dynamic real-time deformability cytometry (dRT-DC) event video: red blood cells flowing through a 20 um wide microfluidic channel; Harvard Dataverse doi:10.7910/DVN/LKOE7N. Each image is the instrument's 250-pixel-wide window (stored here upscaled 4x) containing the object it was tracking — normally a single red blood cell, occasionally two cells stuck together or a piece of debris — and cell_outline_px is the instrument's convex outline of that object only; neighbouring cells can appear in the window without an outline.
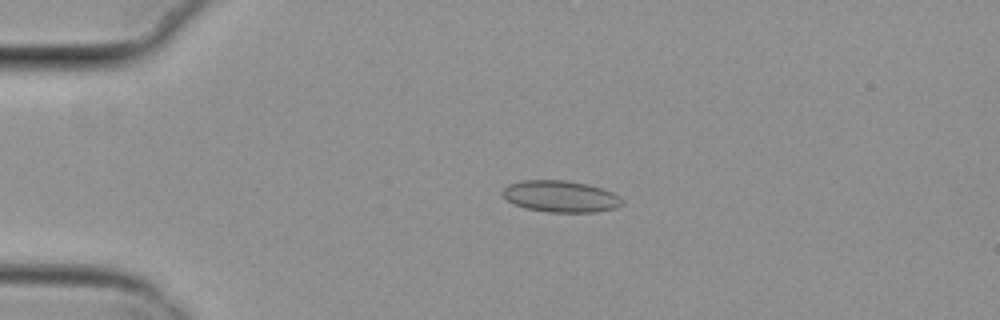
{"species": "common noctule bat (a hibernating species)", "species_latin": "Nyctalus noctula", "temperature_condition": "cold", "stored_images_in_passage": 52, "camera_frame_rate_fps": 3000, "um_per_image_px": 0.085, "animal": {"sex": "female", "body_mass_g": 29.2, "forearm_length_mm": 56.3}, "frame": {"image": 1, "passage_image": 12, "time_ms": 3.667, "image_size_px": [1000, 320], "cell_outline_px": [[624, 204], [616, 208], [596, 212], [548, 212], [524, 208], [512, 204], [500, 192], [508, 184], [520, 180], [564, 180], [588, 184], [604, 188], [620, 196], [624, 200]], "centroid_in_image_um": [47.66, 16.69], "position_along_channel_um": 37.3, "area_um2": 22.37}}
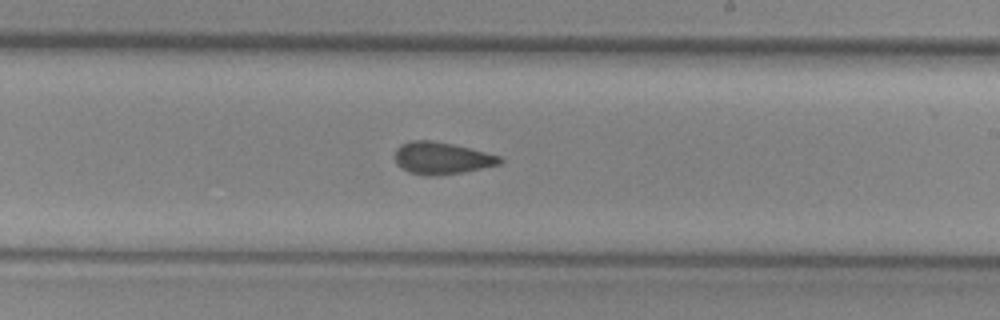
{"frame": {"image": 2, "passage_image": 32, "time_ms": 10.333, "image_size_px": [1000, 320], "cell_outline_px": [[504, 160], [500, 164], [464, 172], [440, 176], [428, 176], [408, 172], [396, 164], [392, 156], [396, 148], [400, 144], [412, 140], [432, 140], [452, 144], [500, 156]], "centroid_in_image_um": [37.48, 13.45], "position_along_channel_um": 251.5, "area_um2": 19.88}}
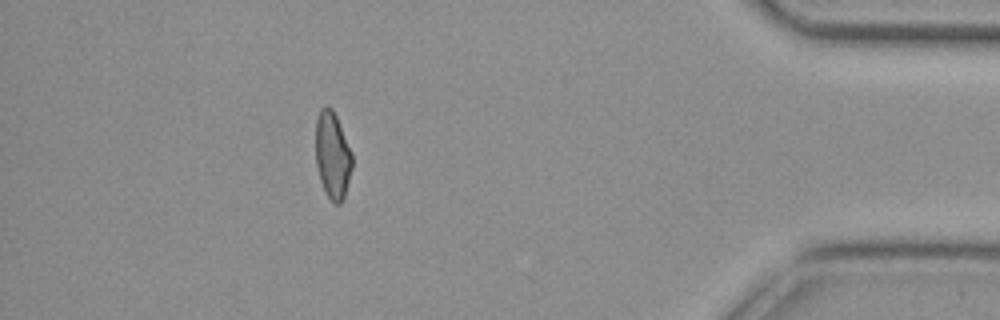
{"frame": {"image": 3, "passage_image": 48, "time_ms": 15.667, "image_size_px": [1000, 320], "cell_outline_px": [[352, 168], [344, 196], [340, 204], [336, 204], [328, 196], [320, 180], [316, 164], [316, 120], [320, 108], [328, 104], [332, 108], [336, 116], [352, 152]], "centroid_in_image_um": [28.26, 13.15], "position_along_channel_um": 406.9, "area_um2": 18.38}, "authors_computed_cell_mechanics": {"area_um2": 19.8832, "velocity_mm_per_s": 3.822, "shape_relaxation_time_tau1_ms": null, "shape_relaxation_time_tau2_ms": 2.8941, "deformation_change_tau1": null, "deformation_change_tau2": 0.078}}